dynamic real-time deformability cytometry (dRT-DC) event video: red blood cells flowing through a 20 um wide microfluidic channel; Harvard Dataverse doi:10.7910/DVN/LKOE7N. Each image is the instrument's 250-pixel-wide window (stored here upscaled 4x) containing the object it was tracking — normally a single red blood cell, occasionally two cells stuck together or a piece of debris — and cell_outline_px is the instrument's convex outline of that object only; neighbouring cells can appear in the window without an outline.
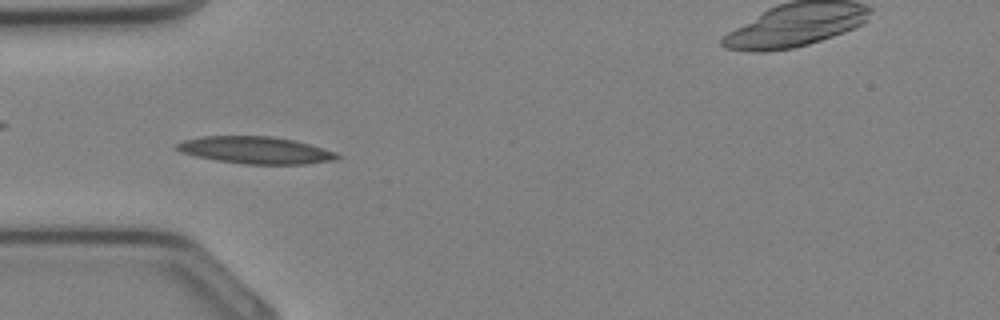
{"species": "Egyptian fruit bat (a non-hibernating species)", "species_latin": "Rousettus aegyptiacus", "temperature_condition": "cold", "stored_images_in_passage": 34, "camera_frame_rate_fps": 3000, "um_per_image_px": 0.085, "animal": {"sex": "female"}, "frame": {"image": 1, "passage_image": 10, "time_ms": 3.0, "image_size_px": [1000, 320], "cell_outline_px": [[344, 156], [336, 160], [304, 164], [244, 164], [196, 156], [180, 152], [176, 148], [176, 144], [184, 140], [204, 136], [272, 136], [296, 140], [336, 152]], "centroid_in_image_um": [21.79, 12.76], "position_along_channel_um": 63.2, "area_um2": 25.32}}